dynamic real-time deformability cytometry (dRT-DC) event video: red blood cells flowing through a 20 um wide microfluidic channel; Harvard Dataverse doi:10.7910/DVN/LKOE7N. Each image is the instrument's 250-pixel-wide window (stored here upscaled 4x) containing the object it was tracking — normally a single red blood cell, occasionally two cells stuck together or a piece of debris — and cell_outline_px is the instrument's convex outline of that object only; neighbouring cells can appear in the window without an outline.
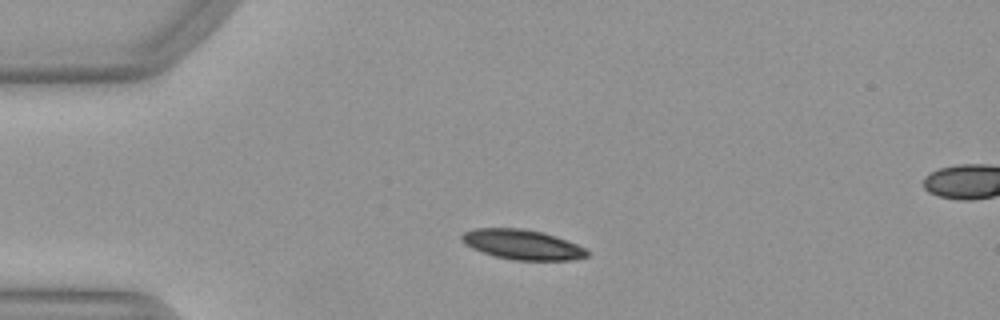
{"species": "Egyptian fruit bat (a non-hibernating species)", "species_latin": "Rousettus aegyptiacus", "temperature_condition": "warm", "stored_images_in_passage": 43, "camera_frame_rate_fps": 3000, "um_per_image_px": 0.085, "animal": {"sex": "female"}, "frame": {"image": 1, "passage_image": 4, "time_ms": 1.0, "image_size_px": [1000, 320], "cell_outline_px": [[588, 256], [568, 260], [512, 260], [496, 256], [472, 248], [464, 244], [460, 240], [460, 236], [464, 232], [472, 228], [524, 228], [544, 232], [556, 236], [576, 244], [584, 248], [588, 252]], "centroid_in_image_um": [44.35, 20.77], "position_along_channel_um": 40.6, "area_um2": 21.85}}
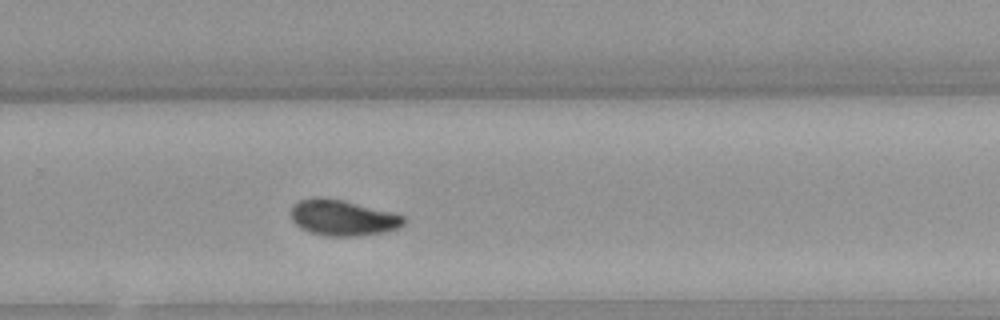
{"frame": {"image": 2, "passage_image": 26, "time_ms": 8.333, "image_size_px": [1000, 320], "cell_outline_px": [[408, 220], [400, 228], [384, 232], [356, 236], [328, 236], [312, 232], [300, 228], [292, 220], [292, 204], [300, 200], [316, 196], [344, 200], [392, 212], [404, 216]], "centroid_in_image_um": [29.16, 18.5], "position_along_channel_um": 300.6, "area_um2": 23.64}}
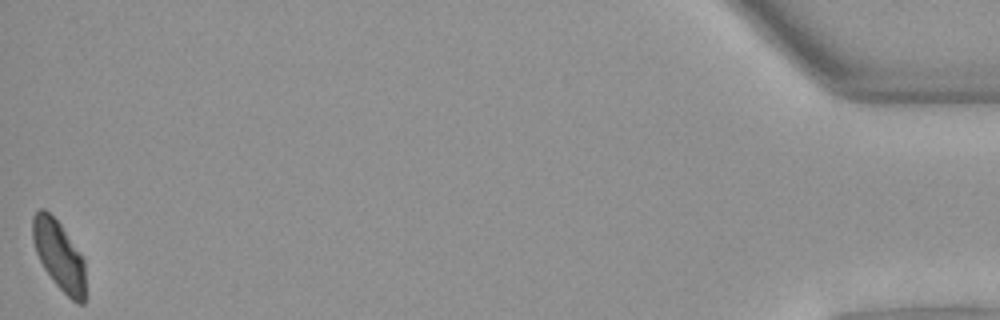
{"frame": {"image": 3, "passage_image": 43, "time_ms": 14.0, "image_size_px": [1000, 320], "cell_outline_px": [[84, 304], [76, 304], [52, 280], [44, 268], [36, 252], [32, 240], [32, 216], [40, 208], [44, 208], [60, 224], [80, 252], [84, 260]], "centroid_in_image_um": [5.0, 21.7], "position_along_channel_um": 430.2, "area_um2": 21.15}, "authors_computed_cell_mechanics": {"area_um2": 23.0044, "velocity_mm_per_s": 3.973, "shape_relaxation_time_tau1_ms": 6.5675, "shape_relaxation_time_tau2_ms": 3.5547, "deformation_change_tau1": 0.1633, "deformation_change_tau2": 0.0695}}